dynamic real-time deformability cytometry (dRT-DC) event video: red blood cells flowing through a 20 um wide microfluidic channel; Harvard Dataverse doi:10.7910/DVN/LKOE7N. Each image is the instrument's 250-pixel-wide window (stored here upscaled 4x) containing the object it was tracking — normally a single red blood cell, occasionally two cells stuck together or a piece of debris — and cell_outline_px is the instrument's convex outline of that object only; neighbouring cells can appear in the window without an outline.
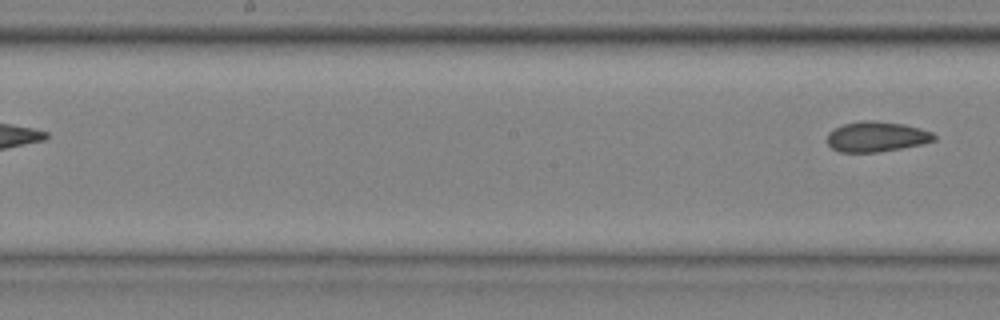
{"species": "common noctule bat (a hibernating species)", "species_latin": "Nyctalus noctula", "temperature_condition": "cold", "stored_images_in_passage": 8, "segment_of_instrument_passage": [2, 2], "camera_frame_rate_fps": 3000, "um_per_image_px": 0.085, "animal": {"sex": "male", "body_mass_g": 20.4}, "frame": {"image": 1, "passage_image": 8, "time_ms": 2.333, "image_size_px": [1000, 320], "cell_outline_px": [[936, 140], [920, 144], [880, 152], [840, 152], [832, 148], [828, 144], [828, 132], [844, 124], [864, 120], [872, 120], [904, 124], [920, 128], [932, 132], [936, 136]], "centroid_in_image_um": [74.51, 11.61], "position_along_channel_um": 173.7, "area_um2": 18.73}}